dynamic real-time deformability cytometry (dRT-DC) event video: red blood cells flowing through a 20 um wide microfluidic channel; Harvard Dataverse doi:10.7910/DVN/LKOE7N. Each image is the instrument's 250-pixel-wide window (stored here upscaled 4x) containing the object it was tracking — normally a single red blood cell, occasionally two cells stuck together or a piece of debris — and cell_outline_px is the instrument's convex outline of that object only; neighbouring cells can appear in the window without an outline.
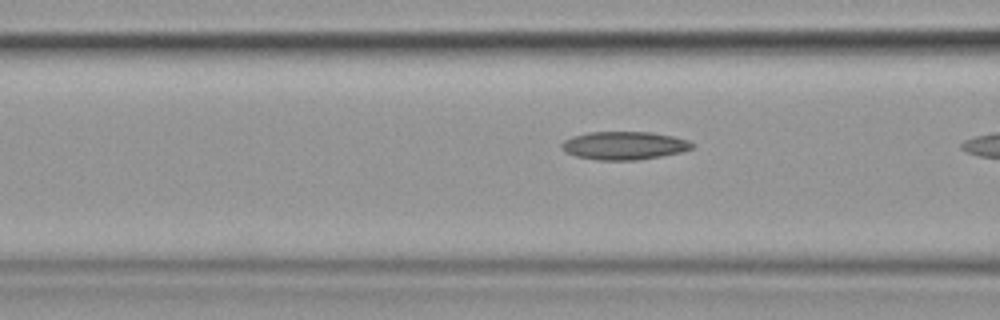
{"species": "common noctule bat (a hibernating species)", "species_latin": "Nyctalus noctula", "temperature_condition": "cold", "stored_images_in_passage": 4, "camera_frame_rate_fps": 3000, "um_per_image_px": 0.085, "animal": {"sex": "female", "body_mass_g": 19.9}, "frame": {"image": 1, "passage_image": 3, "time_ms": 0.667, "image_size_px": [1000, 320], "cell_outline_px": [[696, 144], [692, 148], [680, 152], [660, 156], [636, 160], [596, 160], [576, 156], [564, 152], [560, 144], [564, 140], [572, 136], [588, 132], [652, 132], [672, 136], [688, 140]], "centroid_in_image_um": [53.03, 12.37], "position_along_channel_um": 113.6, "area_um2": 21.44}}